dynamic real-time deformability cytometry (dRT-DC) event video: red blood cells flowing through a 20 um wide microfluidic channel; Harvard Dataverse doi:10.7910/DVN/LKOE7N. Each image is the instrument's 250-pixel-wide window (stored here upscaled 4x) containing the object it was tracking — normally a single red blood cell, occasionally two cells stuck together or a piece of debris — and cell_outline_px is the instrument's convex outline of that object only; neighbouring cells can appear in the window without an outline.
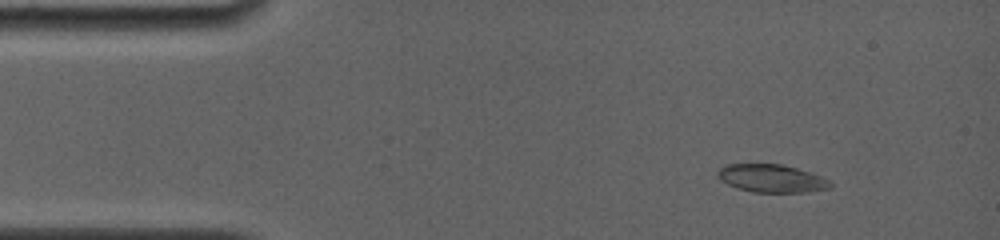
{"species": "common noctule bat (a hibernating species)", "species_latin": "Nyctalus noctula", "temperature_condition": "room temperature", "stored_images_in_passage": 34, "camera_frame_rate_fps": 4000, "um_per_image_px": 0.085, "animal": {"sex": "female", "body_mass_g": 19.0, "forearm_length_mm": 56.7}, "frame": {"image": 1, "passage_image": 3, "time_ms": 1.25, "image_size_px": [1000, 240], "cell_outline_px": [[832, 188], [804, 192], [752, 192], [736, 188], [720, 180], [716, 172], [724, 164], [780, 164], [796, 168], [820, 176], [828, 180], [832, 184]], "centroid_in_image_um": [65.54, 15.16], "position_along_channel_um": 19.5, "area_um2": 18.26}}
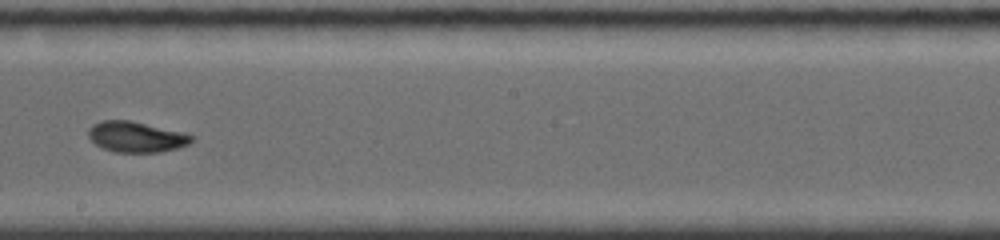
{"frame": {"image": 2, "passage_image": 17, "time_ms": 8.75, "image_size_px": [1000, 240], "cell_outline_px": [[192, 140], [188, 144], [176, 148], [160, 152], [116, 152], [104, 148], [96, 144], [88, 136], [88, 128], [92, 124], [104, 120], [128, 120], [184, 132], [192, 136]], "centroid_in_image_um": [11.55, 11.63], "position_along_channel_um": 236.6, "area_um2": 18.21}}
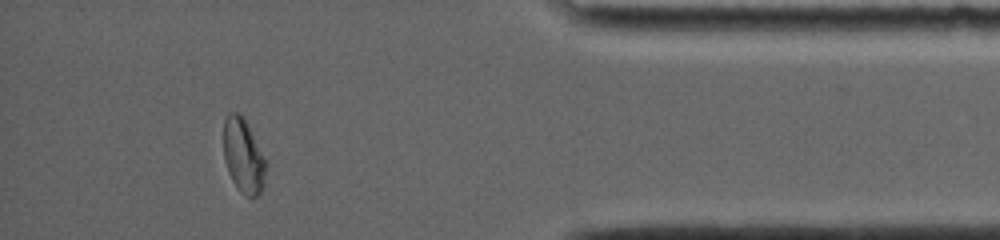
{"frame": {"image": 3, "passage_image": 30, "time_ms": 14.0, "image_size_px": [1000, 240], "cell_outline_px": [[268, 160], [264, 184], [260, 192], [256, 196], [244, 196], [236, 188], [228, 172], [224, 160], [224, 120], [228, 112], [236, 112], [248, 124]], "centroid_in_image_um": [20.71, 13.27], "position_along_channel_um": 414.5, "area_um2": 18.73}, "authors_computed_cell_mechanics": {"area_um2": 18.4671, "velocity_mm_per_s": 3.8721, "shape_relaxation_time_tau1_ms": 10.7159, "shape_relaxation_time_tau2_ms": 2.0726, "deformation_change_tau1": 0.2307, "deformation_change_tau2": 0.0539}}